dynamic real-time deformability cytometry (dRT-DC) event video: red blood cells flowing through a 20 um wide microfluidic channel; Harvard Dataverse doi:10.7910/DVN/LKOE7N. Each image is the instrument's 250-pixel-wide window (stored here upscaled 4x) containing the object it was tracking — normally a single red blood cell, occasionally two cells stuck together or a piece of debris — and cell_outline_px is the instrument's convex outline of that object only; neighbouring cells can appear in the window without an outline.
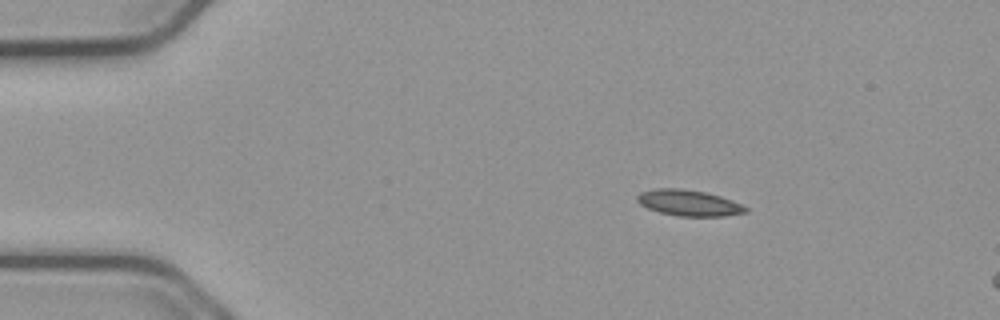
{"species": "common noctule bat (a hibernating species)", "species_latin": "Nyctalus noctula", "temperature_condition": "cold", "stored_images_in_passage": 9, "camera_frame_rate_fps": 3000, "um_per_image_px": 0.085, "animal": {"sex": "male", "body_mass_g": 23.1, "forearm_length_mm": 52.7}, "frame": {"image": 1, "passage_image": 1, "time_ms": 0.0, "image_size_px": [1000, 320], "cell_outline_px": [[748, 212], [724, 216], [680, 216], [660, 212], [648, 208], [640, 204], [636, 200], [636, 196], [640, 192], [656, 188], [680, 188], [708, 192], [732, 200], [748, 208]], "centroid_in_image_um": [58.54, 17.23], "position_along_channel_um": 26.5, "area_um2": 16.47}}